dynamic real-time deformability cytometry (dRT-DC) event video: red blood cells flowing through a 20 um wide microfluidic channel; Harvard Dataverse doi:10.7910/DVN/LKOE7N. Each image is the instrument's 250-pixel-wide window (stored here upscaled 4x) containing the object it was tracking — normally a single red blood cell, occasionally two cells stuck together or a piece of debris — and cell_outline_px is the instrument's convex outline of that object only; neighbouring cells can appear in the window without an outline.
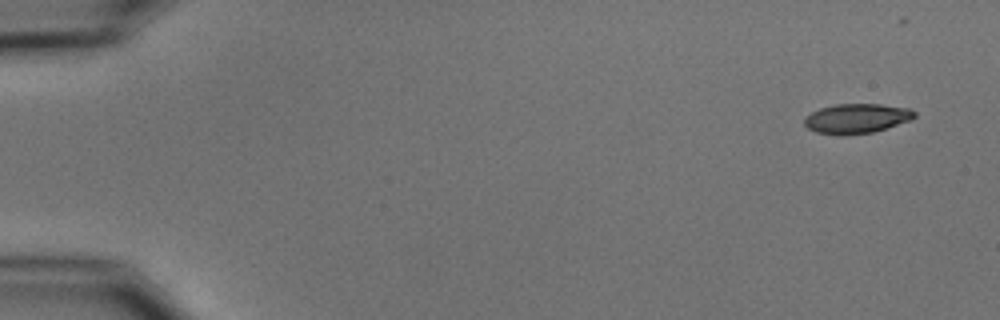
{"species": "common noctule bat (a hibernating species)", "species_latin": "Nyctalus noctula", "temperature_condition": "cold", "stored_images_in_passage": 5, "camera_frame_rate_fps": 3000, "um_per_image_px": 0.085, "animal": {"sex": "male", "body_mass_g": 15.6}, "frame": {"image": 1, "passage_image": 1, "time_ms": 0.0, "image_size_px": [1000, 320], "cell_outline_px": [[916, 116], [912, 120], [872, 132], [844, 136], [836, 136], [816, 132], [808, 128], [804, 124], [804, 116], [820, 108], [836, 104], [880, 104], [912, 108], [916, 112]], "centroid_in_image_um": [72.82, 10.08], "position_along_channel_um": 12.2, "area_um2": 19.36}}
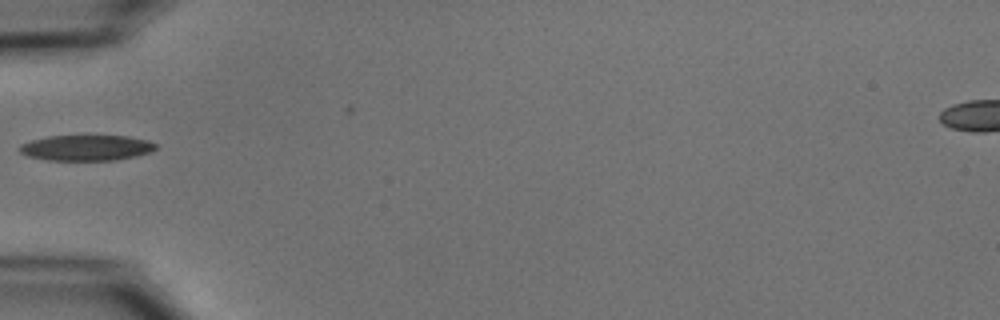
{"frame": {"image": 2, "passage_image": 5, "time_ms": 5.333, "image_size_px": [1000, 320], "cell_outline_px": [[156, 148], [148, 152], [136, 156], [116, 160], [48, 160], [28, 156], [20, 152], [20, 144], [32, 140], [48, 136], [84, 132], [128, 136], [148, 140], [156, 144]], "centroid_in_image_um": [7.34, 12.5], "position_along_channel_um": 77.7, "area_um2": 21.33}}